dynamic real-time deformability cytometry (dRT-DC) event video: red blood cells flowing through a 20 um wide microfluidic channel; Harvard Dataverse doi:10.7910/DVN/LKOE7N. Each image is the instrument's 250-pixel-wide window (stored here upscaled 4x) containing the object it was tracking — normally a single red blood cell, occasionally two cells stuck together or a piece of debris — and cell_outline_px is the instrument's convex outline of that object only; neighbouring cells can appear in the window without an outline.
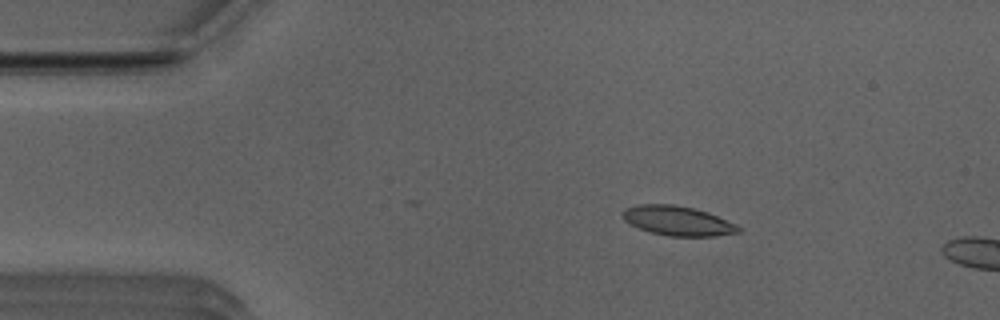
{"species": "Egyptian fruit bat (a non-hibernating species)", "species_latin": "Rousettus aegyptiacus", "temperature_condition": "room temperature", "stored_images_in_passage": 40, "camera_frame_rate_fps": 3000, "um_per_image_px": 0.085, "animal": {"sex": "male"}, "frame": {"image": 1, "passage_image": 1, "time_ms": 0.0, "image_size_px": [1000, 320], "cell_outline_px": [[740, 232], [716, 236], [668, 236], [652, 232], [628, 224], [620, 216], [620, 212], [624, 208], [636, 204], [672, 204], [692, 208], [708, 212], [736, 224], [740, 228]], "centroid_in_image_um": [57.54, 18.76], "position_along_channel_um": 27.5, "area_um2": 20.06}}
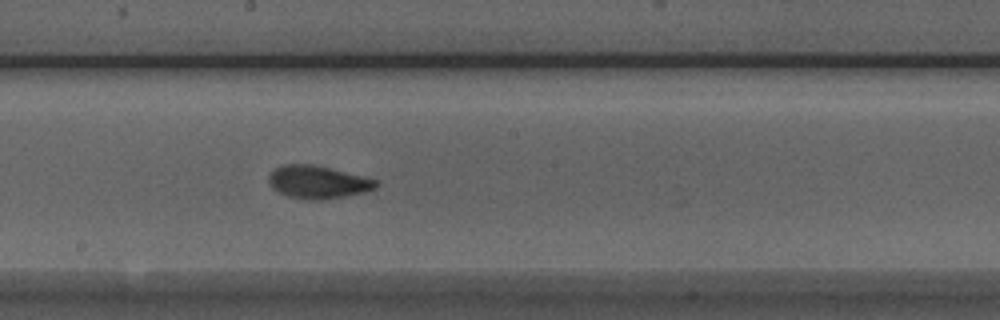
{"frame": {"image": 2, "passage_image": 20, "time_ms": 6.333, "image_size_px": [1000, 320], "cell_outline_px": [[380, 184], [376, 188], [364, 192], [344, 196], [320, 200], [312, 200], [288, 196], [272, 188], [268, 180], [268, 176], [276, 168], [284, 164], [312, 164], [364, 176], [376, 180]], "centroid_in_image_um": [27.03, 15.47], "position_along_channel_um": 221.2, "area_um2": 20.35}}
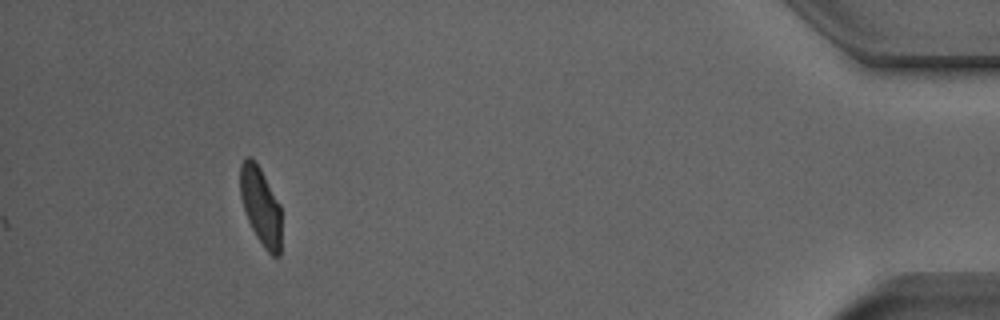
{"frame": {"image": 3, "passage_image": 40, "time_ms": 13.0, "image_size_px": [1000, 320], "cell_outline_px": [[280, 256], [272, 256], [264, 248], [256, 236], [248, 220], [240, 196], [240, 164], [248, 156], [252, 156], [260, 168], [280, 204]], "centroid_in_image_um": [22.15, 17.5], "position_along_channel_um": 413.1, "area_um2": 18.55}, "authors_computed_cell_mechanics": {"area_um2": 19.7965, "velocity_mm_per_s": 3.9283, "shape_relaxation_time_tau1_ms": 3.7393, "shape_relaxation_time_tau2_ms": 1.2162, "deformation_change_tau1": 0.1437, "deformation_change_tau2": 0.0572}}